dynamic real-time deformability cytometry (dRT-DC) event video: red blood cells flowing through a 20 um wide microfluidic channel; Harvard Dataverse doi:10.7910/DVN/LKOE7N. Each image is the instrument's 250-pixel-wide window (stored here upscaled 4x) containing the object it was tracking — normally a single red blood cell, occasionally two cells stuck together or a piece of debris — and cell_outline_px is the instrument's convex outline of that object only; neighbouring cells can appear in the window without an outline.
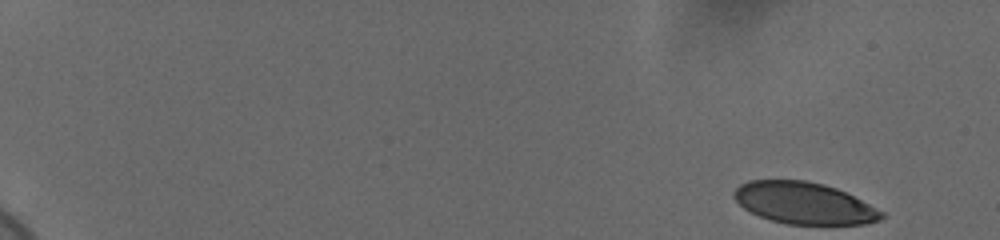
{"species": "human", "species_latin": "Homo sapiens", "temperature_condition": "cold", "stored_images_in_passage": 23, "camera_frame_rate_fps": 3000, "um_per_image_px": 0.085, "donor": {"sex": "female"}, "frame": {"image": 1, "passage_image": 1, "time_ms": 0.0, "image_size_px": [1000, 240], "cell_outline_px": [[884, 216], [880, 220], [868, 224], [788, 224], [772, 220], [760, 216], [744, 208], [732, 196], [732, 192], [740, 184], [748, 180], [804, 180], [824, 184], [836, 188], [884, 212]], "centroid_in_image_um": [68.32, 17.26], "position_along_channel_um": 16.7, "area_um2": 35.6}}
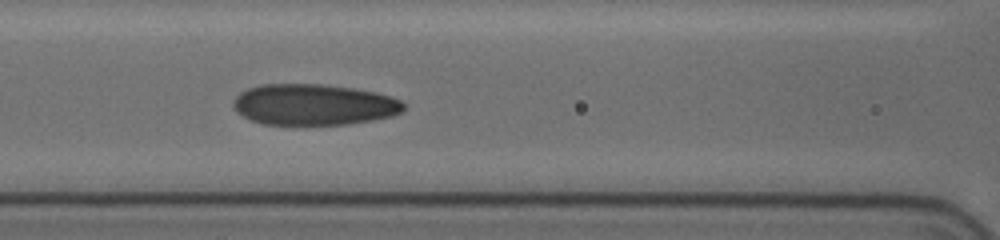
{"frame": {"image": 2, "passage_image": 20, "time_ms": 6.333, "image_size_px": [1000, 240], "cell_outline_px": [[404, 112], [392, 116], [372, 120], [348, 124], [304, 128], [264, 124], [252, 120], [236, 112], [232, 104], [232, 100], [240, 92], [248, 88], [264, 84], [320, 84], [352, 88], [376, 92], [400, 100], [404, 104]], "centroid_in_image_um": [26.64, 8.94], "position_along_channel_um": 140.0, "area_um2": 41.91}}
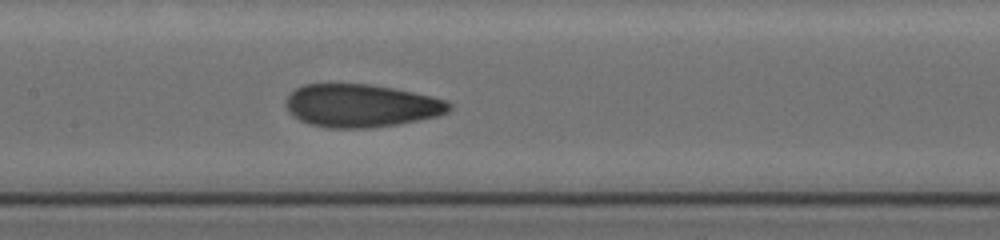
{"frame": {"image": 3, "passage_image": 23, "time_ms": 7.333, "image_size_px": [1000, 240], "cell_outline_px": [[452, 108], [448, 112], [436, 116], [400, 124], [372, 128], [328, 128], [308, 124], [292, 116], [288, 112], [284, 104], [288, 96], [296, 88], [304, 84], [368, 84], [392, 88], [432, 96], [444, 100], [452, 104]], "centroid_in_image_um": [30.67, 8.99], "position_along_channel_um": 176.7, "area_um2": 41.04}}